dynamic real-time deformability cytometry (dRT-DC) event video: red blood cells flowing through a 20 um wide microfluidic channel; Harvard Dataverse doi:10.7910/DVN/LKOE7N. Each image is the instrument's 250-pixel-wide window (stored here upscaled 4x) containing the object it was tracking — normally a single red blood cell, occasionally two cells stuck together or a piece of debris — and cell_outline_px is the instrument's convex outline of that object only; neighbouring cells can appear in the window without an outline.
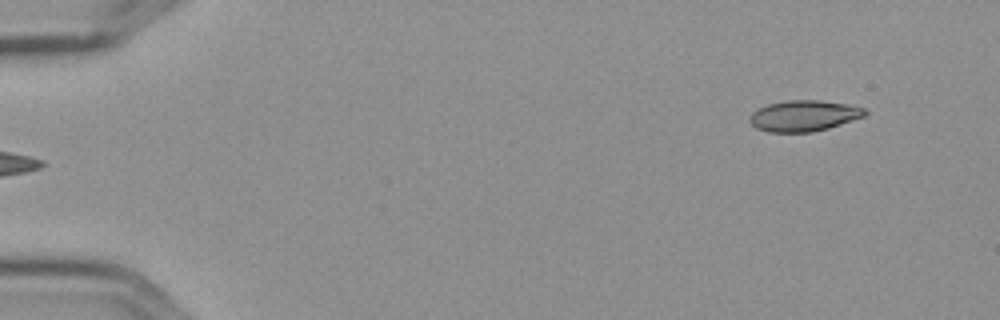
{"species": "Egyptian fruit bat (a non-hibernating species)", "species_latin": "Rousettus aegyptiacus", "temperature_condition": "cold", "stored_images_in_passage": 4, "camera_frame_rate_fps": 3000, "um_per_image_px": 0.085, "frame": {"image": 1, "passage_image": 1, "time_ms": 0.0, "image_size_px": [1000, 320], "cell_outline_px": [[868, 112], [864, 116], [828, 128], [812, 132], [768, 132], [756, 128], [748, 120], [748, 116], [752, 112], [768, 104], [788, 100], [820, 100], [848, 104], [864, 108]], "centroid_in_image_um": [68.3, 9.84], "position_along_channel_um": 16.7, "area_um2": 20.75}}
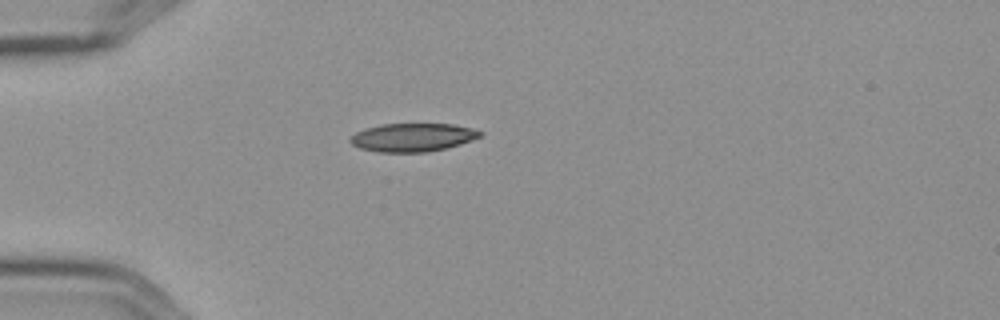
{"frame": {"image": 2, "passage_image": 4, "time_ms": 1.0, "image_size_px": [1000, 320], "cell_outline_px": [[484, 132], [480, 136], [472, 140], [460, 144], [428, 152], [376, 152], [360, 148], [352, 144], [348, 140], [356, 132], [364, 128], [380, 124], [452, 124], [472, 128]], "centroid_in_image_um": [35.05, 11.67], "position_along_channel_um": 49.9, "area_um2": 21.44}}